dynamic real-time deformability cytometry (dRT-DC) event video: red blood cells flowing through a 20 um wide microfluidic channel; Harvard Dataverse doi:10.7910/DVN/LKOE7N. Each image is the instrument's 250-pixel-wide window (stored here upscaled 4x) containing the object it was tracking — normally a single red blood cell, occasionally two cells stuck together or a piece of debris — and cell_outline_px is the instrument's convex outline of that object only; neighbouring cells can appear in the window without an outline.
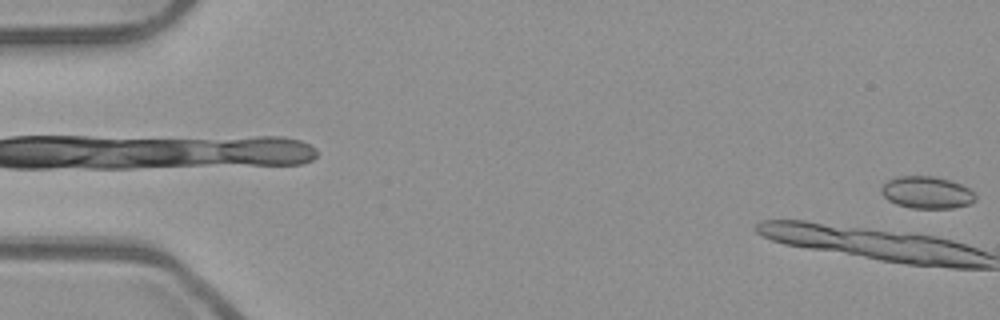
{"species": "common noctule bat (a hibernating species)", "species_latin": "Nyctalus noctula", "temperature_condition": "room temperature", "stored_images_in_passage": 22, "camera_frame_rate_fps": 3000, "um_per_image_px": 0.085, "animal": {"sex": "male", "body_mass_g": 23.1, "forearm_length_mm": 52.7}, "frame": {"image": 1, "passage_image": 1, "time_ms": 0.0, "image_size_px": [1000, 320], "cell_outline_px": [[976, 200], [968, 204], [952, 208], [912, 208], [896, 204], [888, 200], [880, 192], [880, 188], [888, 180], [896, 176], [936, 176], [960, 184], [968, 188], [976, 196]], "centroid_in_image_um": [78.75, 16.36], "position_along_channel_um": 6.3, "area_um2": 17.57}}